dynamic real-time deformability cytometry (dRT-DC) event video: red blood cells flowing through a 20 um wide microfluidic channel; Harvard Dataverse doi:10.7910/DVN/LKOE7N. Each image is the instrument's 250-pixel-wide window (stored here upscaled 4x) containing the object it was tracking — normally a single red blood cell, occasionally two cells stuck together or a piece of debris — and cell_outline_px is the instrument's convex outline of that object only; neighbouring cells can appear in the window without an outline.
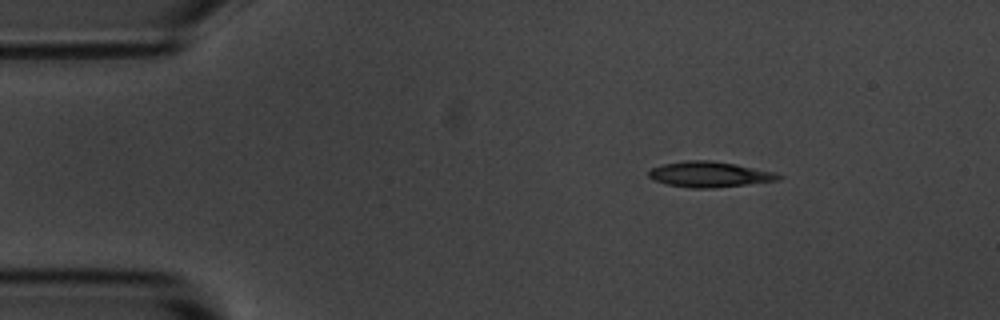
{"species": "common noctule bat (a hibernating species)", "species_latin": "Nyctalus noctula", "temperature_condition": "room temperature", "stored_images_in_passage": 4, "camera_frame_rate_fps": 3000, "um_per_image_px": 0.085, "animal": {"sex": "male", "body_mass_g": 20.1, "forearm_length_mm": 53.5}, "frame": {"image": 1, "passage_image": 2, "time_ms": 1.333, "image_size_px": [1000, 320], "cell_outline_px": [[784, 176], [780, 180], [712, 188], [692, 188], [668, 184], [656, 180], [648, 176], [648, 168], [664, 164], [684, 160], [708, 160], [736, 164], [776, 172]], "centroid_in_image_um": [60.32, 14.81], "position_along_channel_um": 24.7, "area_um2": 19.31}}
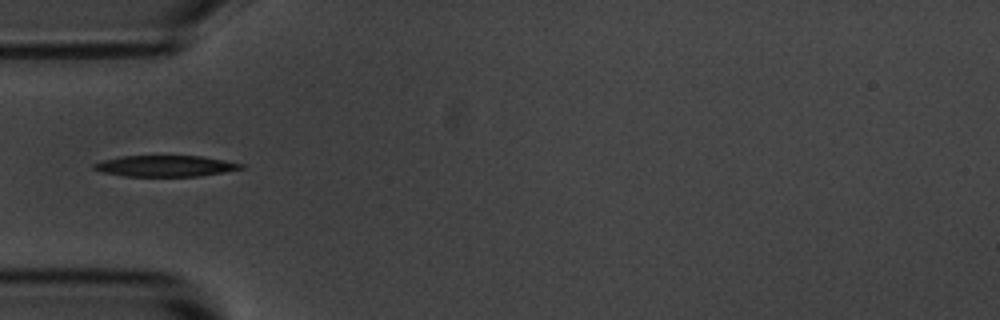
{"frame": {"image": 2, "passage_image": 4, "time_ms": 4.333, "image_size_px": [1000, 320], "cell_outline_px": [[244, 168], [224, 172], [200, 176], [124, 176], [104, 172], [92, 168], [92, 164], [104, 160], [120, 156], [200, 156], [224, 160], [244, 164]], "centroid_in_image_um": [14.06, 14.11], "position_along_channel_um": 70.9, "area_um2": 17.98}}